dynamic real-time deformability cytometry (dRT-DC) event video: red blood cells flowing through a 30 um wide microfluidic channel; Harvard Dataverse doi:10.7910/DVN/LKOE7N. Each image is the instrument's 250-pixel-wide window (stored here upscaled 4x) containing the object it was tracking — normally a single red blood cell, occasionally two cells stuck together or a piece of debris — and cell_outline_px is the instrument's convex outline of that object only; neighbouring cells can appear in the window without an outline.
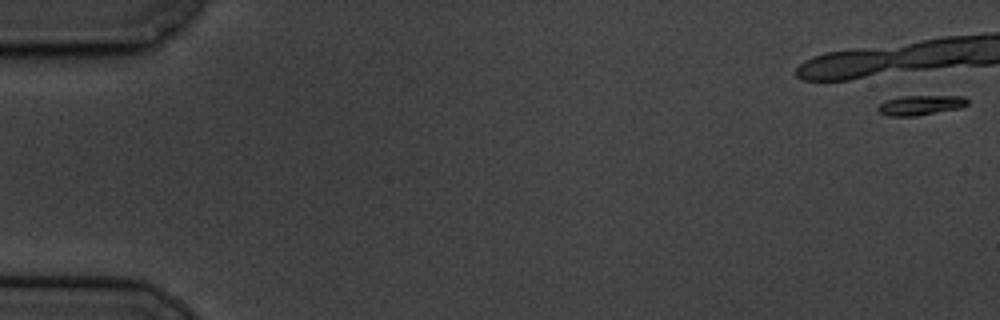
{"species": "common noctule bat (a hibernating species)", "species_latin": "Nyctalus noctula", "temperature_condition": "cold", "stored_images_in_passage": 22, "camera_frame_rate_fps": 3000, "um_per_image_px": 0.085, "animal": {"sex": "male", "body_mass_g": 19.5, "forearm_length_mm": 54.6}, "frame": {"image": 1, "passage_image": 1, "time_ms": 0.0, "image_size_px": [1000, 320], "cell_outline_px": [[968, 104], [960, 108], [916, 116], [888, 116], [880, 112], [876, 108], [884, 100], [900, 96], [964, 96], [968, 100]], "centroid_in_image_um": [78.23, 8.93], "position_along_channel_um": 6.8, "area_um2": 10.4}}